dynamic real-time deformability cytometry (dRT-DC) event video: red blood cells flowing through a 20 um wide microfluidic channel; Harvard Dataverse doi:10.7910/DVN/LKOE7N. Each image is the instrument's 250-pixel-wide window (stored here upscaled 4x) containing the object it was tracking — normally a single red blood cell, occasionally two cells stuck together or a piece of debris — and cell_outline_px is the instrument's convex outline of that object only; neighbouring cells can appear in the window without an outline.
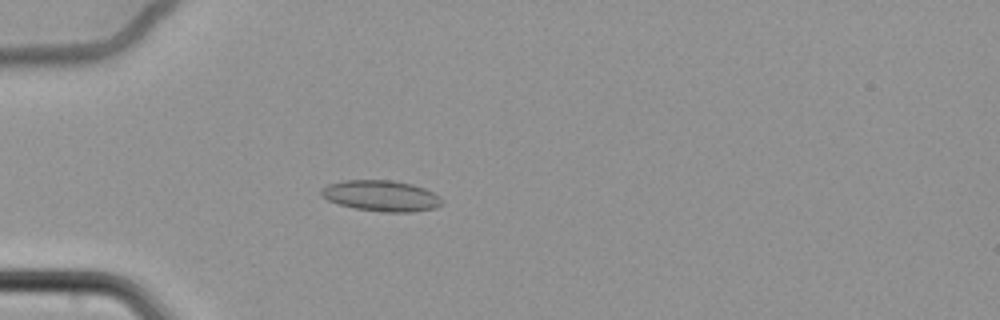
{"species": "common noctule bat (a hibernating species)", "species_latin": "Nyctalus noctula", "temperature_condition": "cold", "stored_images_in_passage": 65, "camera_frame_rate_fps": 3000, "um_per_image_px": 0.085, "animal": {"sex": "female", "body_mass_g": 22.7, "forearm_length_mm": 54.2}, "frame": {"image": 1, "passage_image": 22, "time_ms": 7.0, "image_size_px": [1000, 320], "cell_outline_px": [[444, 204], [436, 208], [412, 212], [384, 212], [356, 208], [340, 204], [328, 200], [320, 192], [320, 188], [328, 184], [344, 180], [392, 180], [412, 184], [424, 188], [440, 196], [444, 200]], "centroid_in_image_um": [32.45, 16.64], "position_along_channel_um": 52.6, "area_um2": 21.79}}
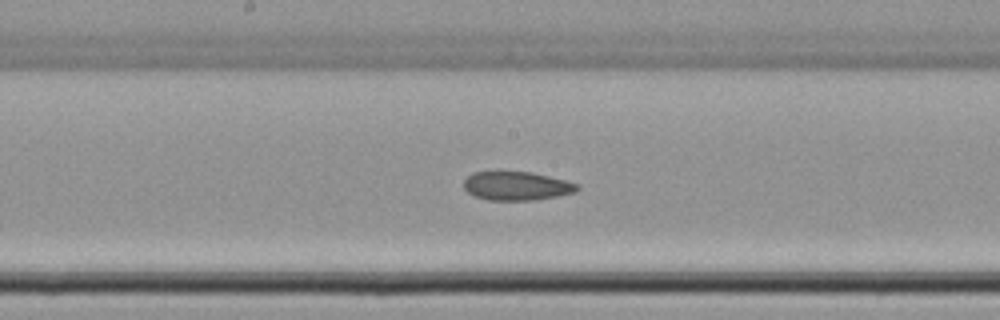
{"frame": {"image": 2, "passage_image": 37, "time_ms": 12.0, "image_size_px": [1000, 320], "cell_outline_px": [[580, 188], [576, 192], [560, 196], [536, 200], [488, 200], [476, 196], [468, 192], [464, 188], [464, 180], [472, 172], [532, 172], [580, 184]], "centroid_in_image_um": [43.96, 15.81], "position_along_channel_um": 204.2, "area_um2": 19.02}}
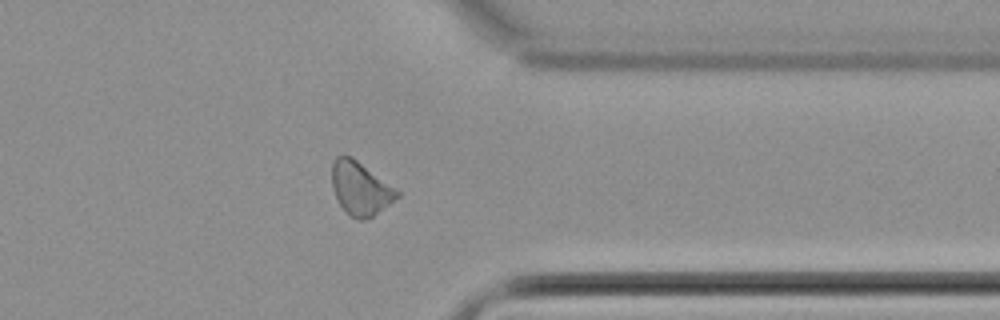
{"frame": {"image": 3, "passage_image": 53, "time_ms": 17.333, "image_size_px": [1000, 320], "cell_outline_px": [[400, 196], [372, 216], [364, 220], [360, 220], [348, 216], [340, 204], [332, 188], [332, 160], [336, 156], [352, 156], [400, 192]], "centroid_in_image_um": [30.61, 16.01], "position_along_channel_um": 380.8, "area_um2": 20.06}, "authors_computed_cell_mechanics": {"area_um2": 20.519, "velocity_mm_per_s": 3.3999, "shape_relaxation_time_tau1_ms": null, "shape_relaxation_time_tau2_ms": 8.976, "deformation_change_tau1": null, "deformation_change_tau2": 0.1413}}